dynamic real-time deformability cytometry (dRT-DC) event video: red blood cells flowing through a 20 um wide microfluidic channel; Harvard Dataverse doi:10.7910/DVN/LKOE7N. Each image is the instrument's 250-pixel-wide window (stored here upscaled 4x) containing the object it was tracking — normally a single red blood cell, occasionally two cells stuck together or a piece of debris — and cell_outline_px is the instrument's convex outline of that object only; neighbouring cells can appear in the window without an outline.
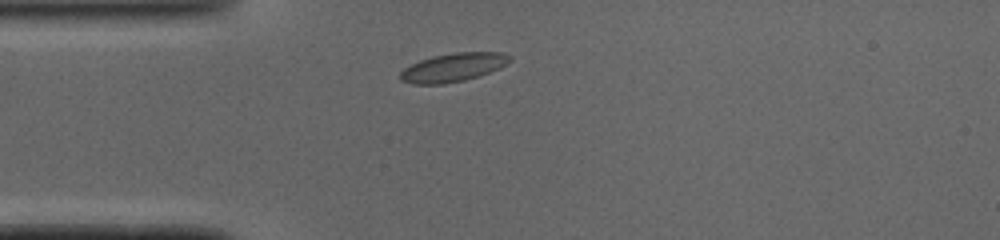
{"species": "common noctule bat (a hibernating species)", "species_latin": "Nyctalus noctula", "temperature_condition": "cold", "stored_images_in_passage": 31, "camera_frame_rate_fps": 3000, "um_per_image_px": 0.085, "animal": {"sex": "male", "body_mass_g": 19.0, "forearm_length_mm": 50.8}, "frame": {"image": 1, "passage_image": 1, "time_ms": 0.0, "image_size_px": [1000, 240], "cell_outline_px": [[512, 60], [508, 64], [500, 68], [480, 76], [464, 80], [444, 84], [412, 84], [400, 80], [400, 72], [404, 68], [420, 60], [432, 56], [456, 52], [504, 52], [512, 56]], "centroid_in_image_um": [38.56, 5.72], "position_along_channel_um": 46.4, "area_um2": 18.44}}
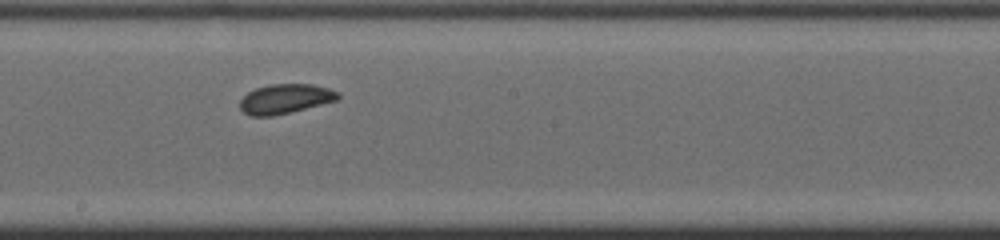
{"frame": {"image": 2, "passage_image": 15, "time_ms": 4.667, "image_size_px": [1000, 240], "cell_outline_px": [[340, 96], [336, 100], [292, 112], [272, 116], [248, 116], [240, 108], [240, 100], [248, 92], [256, 88], [268, 84], [312, 84], [328, 88], [340, 92]], "centroid_in_image_um": [24.23, 8.4], "position_along_channel_um": 224.0, "area_um2": 16.94}}
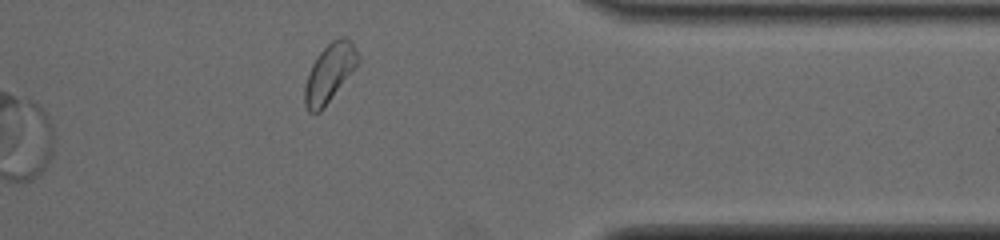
{"frame": {"image": 3, "passage_image": 28, "time_ms": 9.0, "image_size_px": [1000, 240], "cell_outline_px": [[360, 60], [320, 112], [308, 112], [304, 104], [304, 84], [308, 72], [312, 64], [320, 52], [332, 40], [340, 36], [344, 36], [356, 48], [360, 56]], "centroid_in_image_um": [27.98, 6.19], "position_along_channel_um": 383.4, "area_um2": 17.74}, "authors_computed_cell_mechanics": {"area_um2": 17.1666, "velocity_mm_per_s": 4.0484, "shape_relaxation_time_tau1_ms": 3.408, "shape_relaxation_time_tau2_ms": null, "deformation_change_tau1": 0.0656, "deformation_change_tau2": null}}